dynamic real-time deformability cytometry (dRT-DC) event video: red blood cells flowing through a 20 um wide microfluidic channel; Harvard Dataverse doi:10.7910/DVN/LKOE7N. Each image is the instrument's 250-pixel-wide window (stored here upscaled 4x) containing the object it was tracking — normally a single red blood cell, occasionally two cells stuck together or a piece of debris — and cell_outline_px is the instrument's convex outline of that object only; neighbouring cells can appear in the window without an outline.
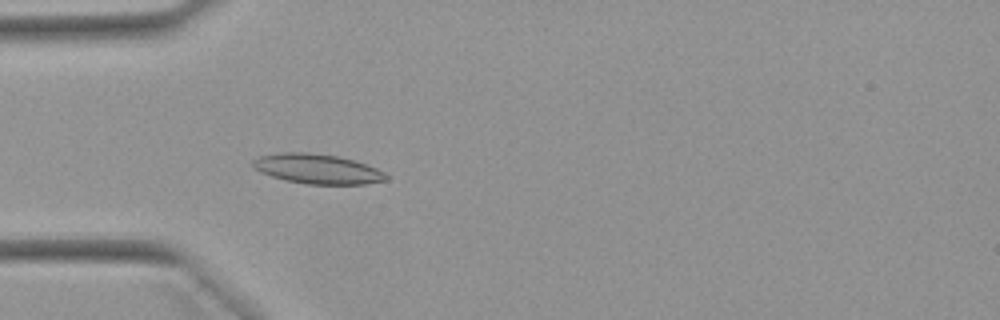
{"species": "Egyptian fruit bat (a non-hibernating species)", "species_latin": "Rousettus aegyptiacus", "temperature_condition": "warm", "stored_images_in_passage": 38, "camera_frame_rate_fps": 3000, "um_per_image_px": 0.085, "animal": {"sex": "female"}, "frame": {"image": 1, "passage_image": 7, "time_ms": 2.0, "image_size_px": [1000, 320], "cell_outline_px": [[388, 180], [364, 184], [308, 184], [284, 180], [260, 172], [252, 168], [252, 160], [260, 156], [284, 152], [308, 152], [336, 156], [352, 160], [376, 168], [384, 172], [388, 176]], "centroid_in_image_um": [26.95, 14.36], "position_along_channel_um": 58.1, "area_um2": 23.0}}
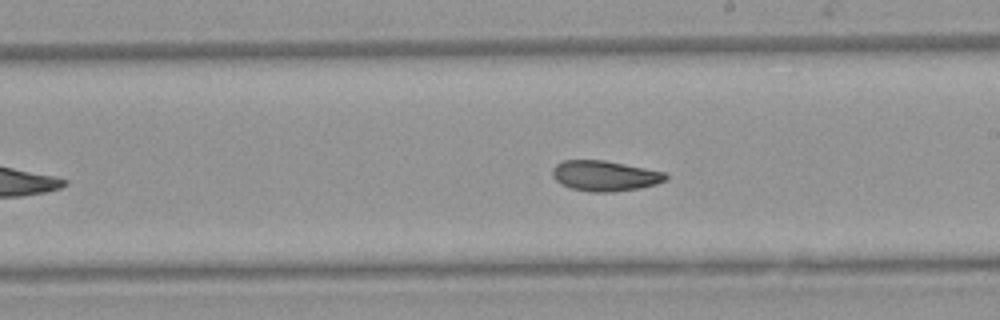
{"frame": {"image": 2, "passage_image": 21, "time_ms": 6.667, "image_size_px": [1000, 320], "cell_outline_px": [[668, 180], [656, 184], [640, 188], [612, 192], [592, 192], [572, 188], [560, 184], [552, 176], [552, 168], [556, 164], [564, 160], [604, 160], [664, 172], [668, 176]], "centroid_in_image_um": [51.4, 14.95], "position_along_channel_um": 237.6, "area_um2": 20.06}}
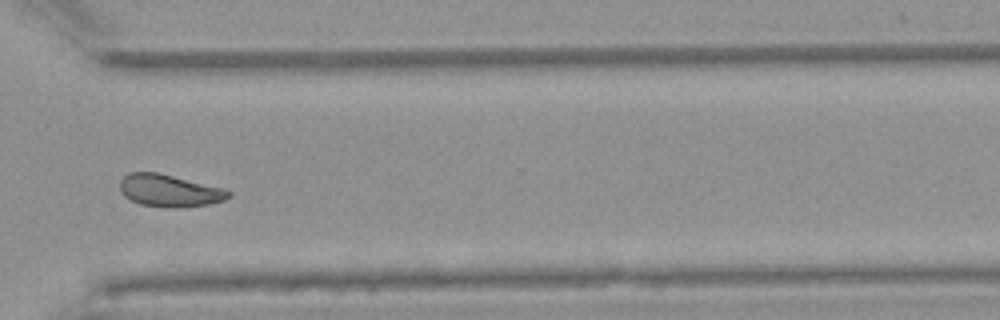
{"frame": {"image": 3, "passage_image": 30, "time_ms": 9.667, "image_size_px": [1000, 320], "cell_outline_px": [[232, 192], [224, 200], [208, 204], [172, 208], [140, 204], [124, 196], [120, 188], [120, 180], [128, 172], [156, 172], [224, 188]], "centroid_in_image_um": [14.38, 16.19], "position_along_channel_um": 356.2, "area_um2": 20.17}, "authors_computed_cell_mechanics": {"area_um2": 20.4323, "velocity_mm_per_s": 3.9415, "shape_relaxation_time_tau1_ms": 5.35, "shape_relaxation_time_tau2_ms": 2.5161, "deformation_change_tau1": 0.1457, "deformation_change_tau2": 0.0723}}